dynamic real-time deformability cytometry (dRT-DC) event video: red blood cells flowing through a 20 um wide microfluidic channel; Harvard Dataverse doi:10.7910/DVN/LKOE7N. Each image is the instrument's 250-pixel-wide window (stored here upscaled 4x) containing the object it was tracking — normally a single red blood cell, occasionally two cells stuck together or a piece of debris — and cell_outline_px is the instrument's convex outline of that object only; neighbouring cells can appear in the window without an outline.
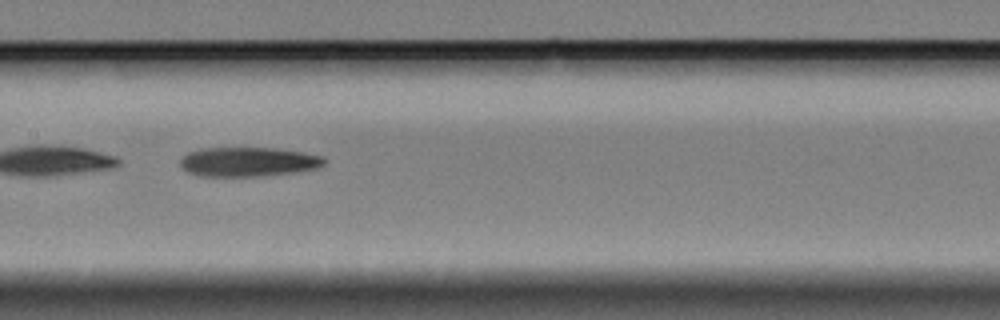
{"species": "Egyptian fruit bat (a non-hibernating species)", "species_latin": "Rousettus aegyptiacus", "temperature_condition": "cold", "stored_images_in_passage": 8, "camera_frame_rate_fps": 3000, "um_per_image_px": 0.085, "animal": {"sex": "female"}, "frame": {"image": 1, "passage_image": 7, "time_ms": 2.0, "image_size_px": [1000, 320], "cell_outline_px": [[324, 164], [316, 168], [292, 172], [260, 176], [200, 176], [188, 172], [180, 164], [180, 160], [188, 152], [200, 148], [272, 148], [300, 152], [324, 156]], "centroid_in_image_um": [21.06, 13.75], "position_along_channel_um": 186.3, "area_um2": 24.33}}